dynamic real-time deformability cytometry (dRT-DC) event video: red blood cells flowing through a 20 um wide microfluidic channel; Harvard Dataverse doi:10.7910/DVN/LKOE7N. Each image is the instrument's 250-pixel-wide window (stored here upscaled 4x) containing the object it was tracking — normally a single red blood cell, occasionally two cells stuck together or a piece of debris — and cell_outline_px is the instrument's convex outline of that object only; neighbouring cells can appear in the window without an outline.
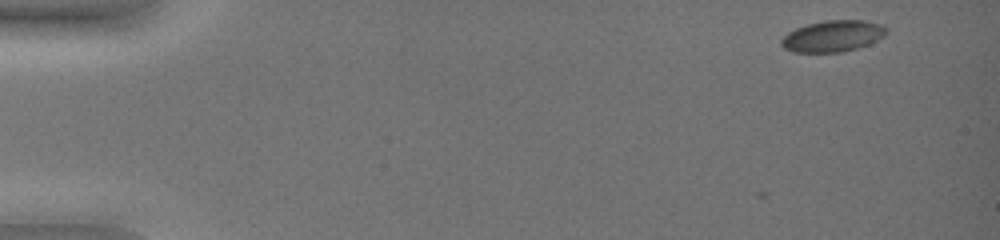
{"species": "common noctule bat (a hibernating species)", "species_latin": "Nyctalus noctula", "temperature_condition": "warm", "stored_images_in_passage": 3, "camera_frame_rate_fps": 3000, "um_per_image_px": 0.085, "animal": {"sex": "female", "body_mass_g": 19.0, "forearm_length_mm": 51.5}, "frame": {"image": 1, "passage_image": 3, "time_ms": 0.667, "image_size_px": [1000, 240], "cell_outline_px": [[888, 32], [884, 36], [868, 44], [856, 48], [840, 52], [792, 52], [784, 48], [780, 44], [780, 40], [788, 32], [796, 28], [808, 24], [824, 20], [864, 20], [880, 24], [888, 28]], "centroid_in_image_um": [70.78, 3.06], "position_along_channel_um": 14.2, "area_um2": 19.19}}